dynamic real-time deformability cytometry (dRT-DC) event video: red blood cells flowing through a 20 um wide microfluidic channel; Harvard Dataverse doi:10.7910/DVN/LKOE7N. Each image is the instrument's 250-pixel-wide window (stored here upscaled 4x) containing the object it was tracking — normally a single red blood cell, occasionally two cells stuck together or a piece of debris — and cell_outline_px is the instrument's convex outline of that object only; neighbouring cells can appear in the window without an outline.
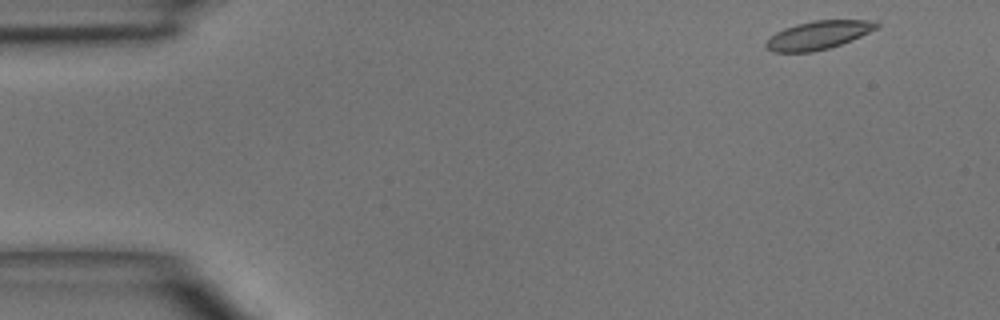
{"species": "common noctule bat (a hibernating species)", "species_latin": "Nyctalus noctula", "temperature_condition": "room temperature", "stored_images_in_passage": 5, "segment_of_instrument_passage": [1, 2], "camera_frame_rate_fps": 3000, "um_per_image_px": 0.085, "animal": {"sex": "male", "body_mass_g": 15.6}, "frame": {"image": 1, "passage_image": 1, "time_ms": 0.0, "image_size_px": [1000, 320], "cell_outline_px": [[880, 28], [852, 40], [828, 48], [812, 52], [772, 52], [764, 44], [776, 32], [784, 28], [796, 24], [812, 20], [876, 20], [880, 24]], "centroid_in_image_um": [69.61, 2.97], "position_along_channel_um": 15.4, "area_um2": 18.38}}